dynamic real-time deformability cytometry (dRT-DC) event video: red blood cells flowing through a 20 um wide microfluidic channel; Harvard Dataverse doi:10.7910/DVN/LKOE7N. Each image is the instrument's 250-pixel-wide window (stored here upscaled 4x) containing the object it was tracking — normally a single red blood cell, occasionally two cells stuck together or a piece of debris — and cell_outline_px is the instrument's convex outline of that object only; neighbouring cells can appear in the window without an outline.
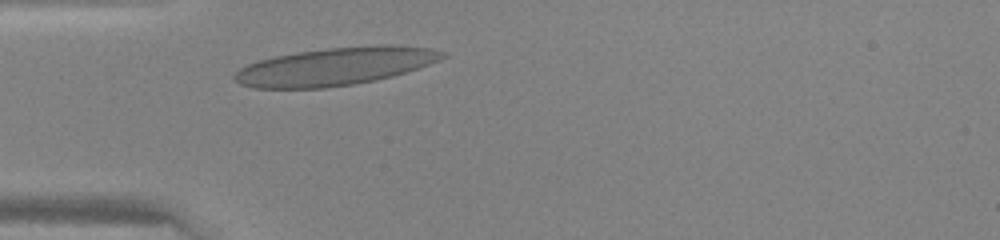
{"species": "human", "species_latin": "Homo sapiens", "temperature_condition": "warm", "stored_images_in_passage": 28, "camera_frame_rate_fps": 3000, "um_per_image_px": 0.085, "donor": {"sex": "female"}, "frame": {"image": 1, "passage_image": 5, "time_ms": 1.333, "image_size_px": [1000, 240], "cell_outline_px": [[448, 56], [440, 60], [392, 76], [376, 80], [352, 84], [324, 88], [252, 88], [240, 84], [232, 76], [240, 68], [248, 64], [260, 60], [276, 56], [296, 52], [328, 48], [376, 44], [396, 44], [432, 48], [444, 52]], "centroid_in_image_um": [28.52, 5.63], "position_along_channel_um": 56.5, "area_um2": 45.84}}
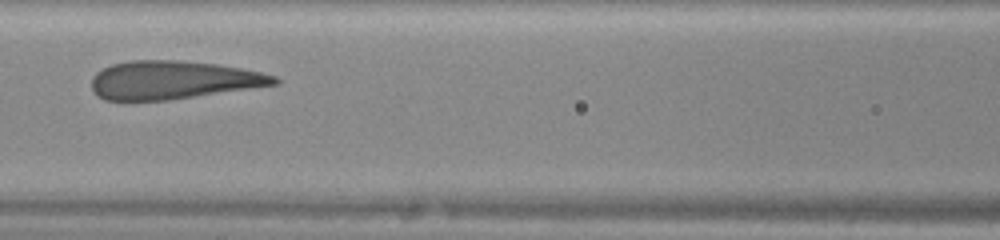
{"frame": {"image": 2, "passage_image": 12, "time_ms": 3.667, "image_size_px": [1000, 240], "cell_outline_px": [[280, 84], [168, 100], [104, 100], [96, 96], [92, 92], [92, 80], [96, 72], [112, 64], [128, 60], [176, 60], [216, 64], [240, 68], [260, 72], [276, 76], [280, 80]], "centroid_in_image_um": [14.69, 6.8], "position_along_channel_um": 151.9, "area_um2": 40.75}}
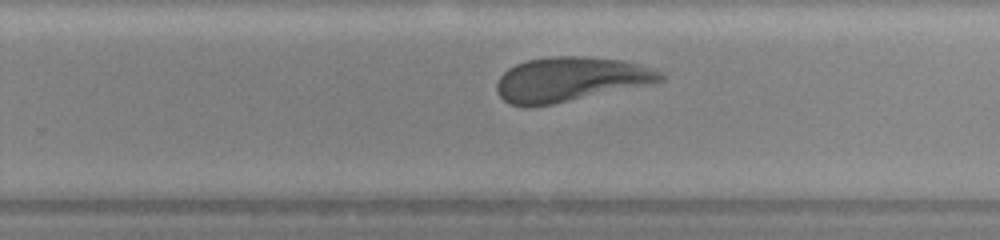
{"frame": {"image": 3, "passage_image": 21, "time_ms": 6.667, "image_size_px": [1000, 240], "cell_outline_px": [[664, 80], [648, 84], [552, 104], [528, 108], [512, 104], [504, 100], [496, 92], [496, 84], [500, 76], [508, 68], [516, 64], [528, 60], [548, 56], [584, 56], [620, 60], [640, 64], [664, 72]], "centroid_in_image_um": [48.44, 6.74], "position_along_channel_um": 281.4, "area_um2": 42.31}}